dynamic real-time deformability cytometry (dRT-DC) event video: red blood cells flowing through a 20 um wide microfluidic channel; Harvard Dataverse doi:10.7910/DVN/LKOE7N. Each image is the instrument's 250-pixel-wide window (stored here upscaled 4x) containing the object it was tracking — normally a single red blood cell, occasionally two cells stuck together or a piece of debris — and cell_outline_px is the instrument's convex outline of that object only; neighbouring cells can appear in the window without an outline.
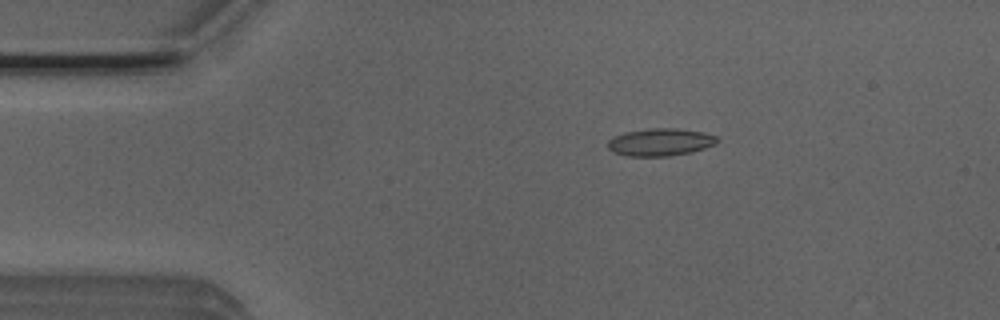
{"species": "Egyptian fruit bat (a non-hibernating species)", "species_latin": "Rousettus aegyptiacus", "temperature_condition": "room temperature", "stored_images_in_passage": 52, "camera_frame_rate_fps": 3000, "um_per_image_px": 0.085, "animal": {"sex": "male"}, "frame": {"image": 1, "passage_image": 9, "time_ms": 2.667, "image_size_px": [1000, 320], "cell_outline_px": [[720, 140], [716, 144], [692, 152], [672, 156], [628, 156], [612, 152], [608, 148], [608, 140], [624, 132], [652, 128], [676, 128], [704, 132], [716, 136]], "centroid_in_image_um": [56.15, 12.08], "position_along_channel_um": 28.9, "area_um2": 17.63}}
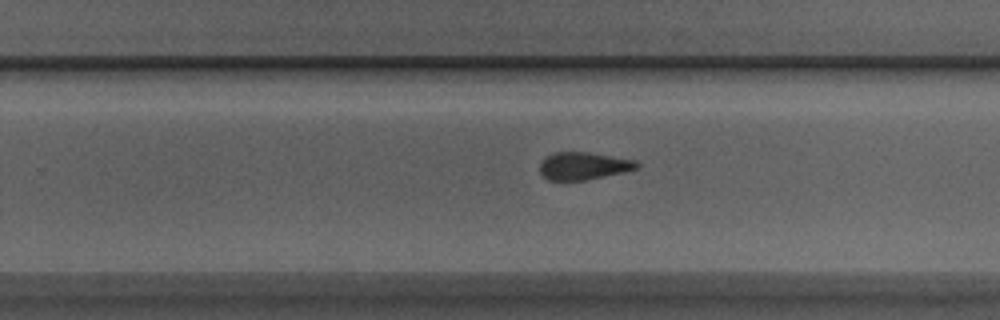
{"frame": {"image": 2, "passage_image": 32, "time_ms": 10.333, "image_size_px": [1000, 320], "cell_outline_px": [[640, 164], [636, 168], [624, 172], [588, 180], [548, 180], [540, 172], [540, 164], [548, 156], [556, 152], [588, 152], [636, 160]], "centroid_in_image_um": [49.62, 14.11], "position_along_channel_um": 280.2, "area_um2": 15.43}}
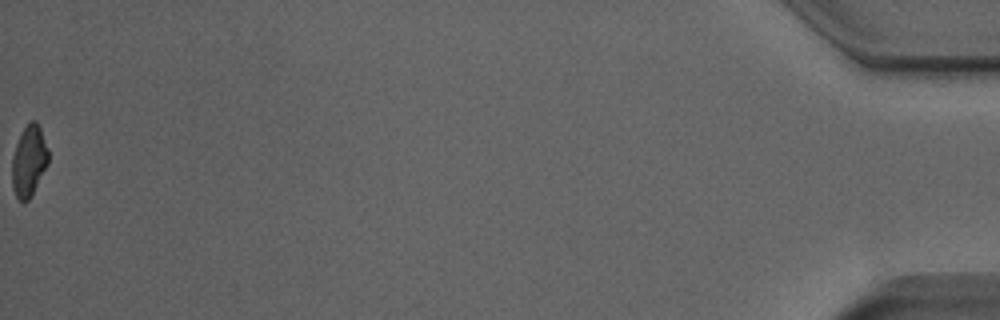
{"frame": {"image": 3, "passage_image": 52, "time_ms": 17.0, "image_size_px": [1000, 320], "cell_outline_px": [[48, 164], [28, 200], [24, 204], [16, 196], [12, 188], [12, 156], [20, 132], [32, 120], [36, 120], [40, 128], [48, 148]], "centroid_in_image_um": [2.44, 13.68], "position_along_channel_um": 432.8, "area_um2": 14.97}, "authors_computed_cell_mechanics": {"area_um2": 16.5886, "velocity_mm_per_s": 3.9348, "shape_relaxation_time_tau1_ms": null, "shape_relaxation_time_tau2_ms": 1.1924, "deformation_change_tau1": null, "deformation_change_tau2": 0.0698}}